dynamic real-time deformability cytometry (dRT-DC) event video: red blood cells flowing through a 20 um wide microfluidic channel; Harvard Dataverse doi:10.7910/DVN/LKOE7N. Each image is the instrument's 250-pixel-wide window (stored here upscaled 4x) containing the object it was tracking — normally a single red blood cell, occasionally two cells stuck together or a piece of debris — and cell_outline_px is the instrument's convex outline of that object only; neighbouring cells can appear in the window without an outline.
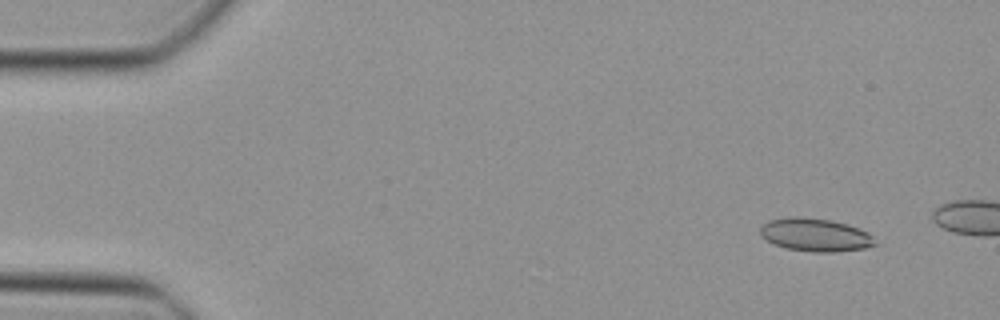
{"species": "Egyptian fruit bat (a non-hibernating species)", "species_latin": "Rousettus aegyptiacus", "temperature_condition": "cold", "stored_images_in_passage": 9, "camera_frame_rate_fps": 3000, "um_per_image_px": 0.085, "animal": {"sex": "female"}, "frame": {"image": 1, "passage_image": 1, "time_ms": 0.0, "image_size_px": [1000, 320], "cell_outline_px": [[880, 244], [864, 248], [836, 252], [816, 252], [788, 248], [776, 244], [760, 236], [760, 228], [768, 220], [788, 216], [796, 216], [828, 220], [848, 224], [860, 228], [868, 232]], "centroid_in_image_um": [69.34, 19.95], "position_along_channel_um": 15.7, "area_um2": 22.14}}